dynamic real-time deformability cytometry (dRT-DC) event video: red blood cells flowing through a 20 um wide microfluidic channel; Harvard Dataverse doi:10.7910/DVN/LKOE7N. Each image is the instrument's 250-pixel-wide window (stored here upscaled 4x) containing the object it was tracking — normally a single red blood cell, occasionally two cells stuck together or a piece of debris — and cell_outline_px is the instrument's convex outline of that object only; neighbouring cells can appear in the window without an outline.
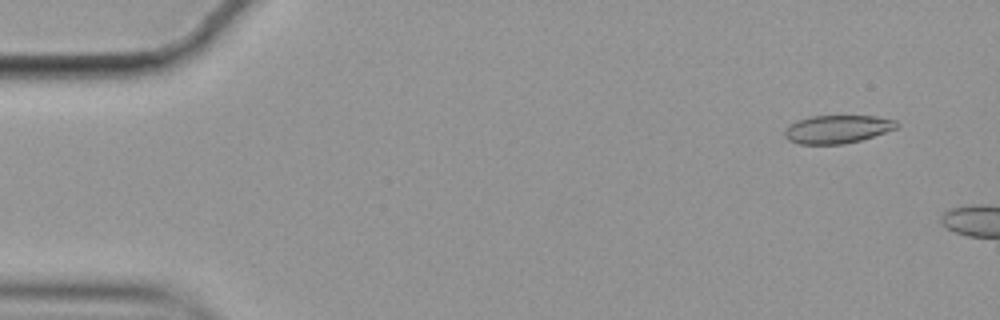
{"species": "common noctule bat (a hibernating species)", "species_latin": "Nyctalus noctula", "temperature_condition": "cold", "stored_images_in_passage": 7, "camera_frame_rate_fps": 3000, "um_per_image_px": 0.085, "animal": {"sex": "female", "body_mass_g": 19.9}, "frame": {"image": 1, "passage_image": 4, "time_ms": 1.0, "image_size_px": [1000, 320], "cell_outline_px": [[900, 124], [896, 128], [860, 140], [844, 144], [800, 144], [788, 140], [784, 136], [784, 132], [788, 124], [812, 116], [876, 116], [896, 120]], "centroid_in_image_um": [71.16, 10.98], "position_along_channel_um": 13.8, "area_um2": 18.26}}